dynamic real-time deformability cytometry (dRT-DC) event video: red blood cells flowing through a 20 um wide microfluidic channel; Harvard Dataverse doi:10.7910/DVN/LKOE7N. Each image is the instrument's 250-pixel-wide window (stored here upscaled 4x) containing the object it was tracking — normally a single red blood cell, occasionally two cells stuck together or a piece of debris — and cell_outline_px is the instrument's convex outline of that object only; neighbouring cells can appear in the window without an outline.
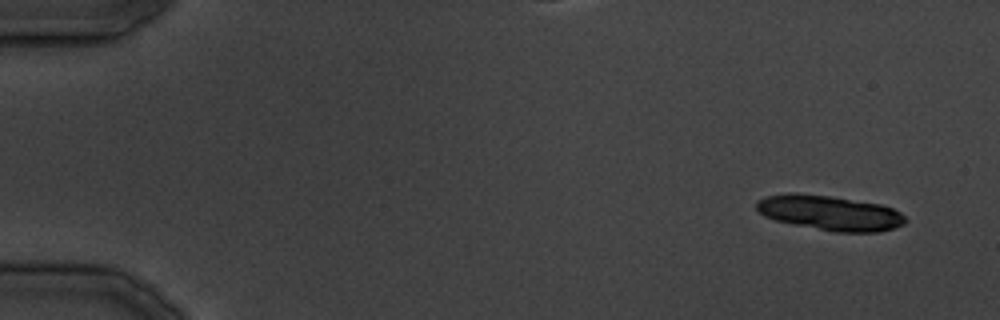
{"species": "common noctule bat (a hibernating species)", "species_latin": "Nyctalus noctula", "temperature_condition": "cold", "stored_images_in_passage": 35, "camera_frame_rate_fps": 3000, "um_per_image_px": 0.085, "animal": {"sex": "male", "body_mass_g": 19.5, "forearm_length_mm": 54.6}, "frame": {"image": 1, "passage_image": 1, "time_ms": 0.0, "image_size_px": [1000, 320], "cell_outline_px": [[908, 220], [904, 224], [880, 232], [836, 232], [776, 220], [764, 216], [756, 208], [756, 200], [768, 196], [788, 192], [796, 192], [828, 196], [880, 204], [892, 208], [900, 212]], "centroid_in_image_um": [70.54, 18.08], "position_along_channel_um": 14.5, "area_um2": 30.06}}
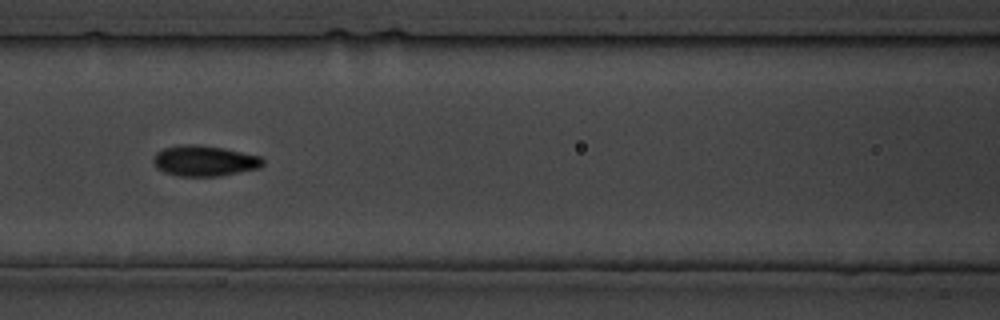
{"frame": {"image": 2, "passage_image": 16, "time_ms": 18.0, "image_size_px": [1000, 320], "cell_outline_px": [[264, 164], [260, 168], [220, 176], [180, 176], [164, 172], [156, 168], [152, 160], [156, 152], [164, 148], [180, 144], [196, 144], [224, 148], [260, 156], [264, 160]], "centroid_in_image_um": [17.37, 13.67], "position_along_channel_um": 149.2, "area_um2": 19.71}}
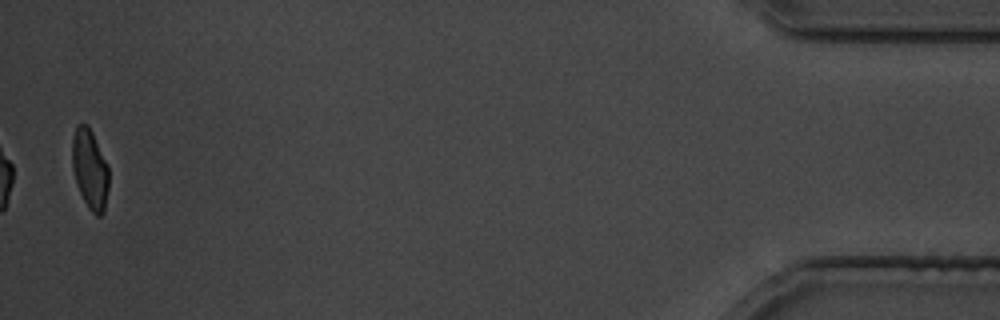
{"frame": {"image": 3, "passage_image": 35, "time_ms": 41.667, "image_size_px": [1000, 320], "cell_outline_px": [[108, 188], [104, 212], [100, 216], [96, 216], [88, 208], [76, 184], [72, 168], [72, 140], [76, 124], [88, 124], [92, 132], [108, 168]], "centroid_in_image_um": [7.62, 14.39], "position_along_channel_um": 427.6, "area_um2": 16.94}}